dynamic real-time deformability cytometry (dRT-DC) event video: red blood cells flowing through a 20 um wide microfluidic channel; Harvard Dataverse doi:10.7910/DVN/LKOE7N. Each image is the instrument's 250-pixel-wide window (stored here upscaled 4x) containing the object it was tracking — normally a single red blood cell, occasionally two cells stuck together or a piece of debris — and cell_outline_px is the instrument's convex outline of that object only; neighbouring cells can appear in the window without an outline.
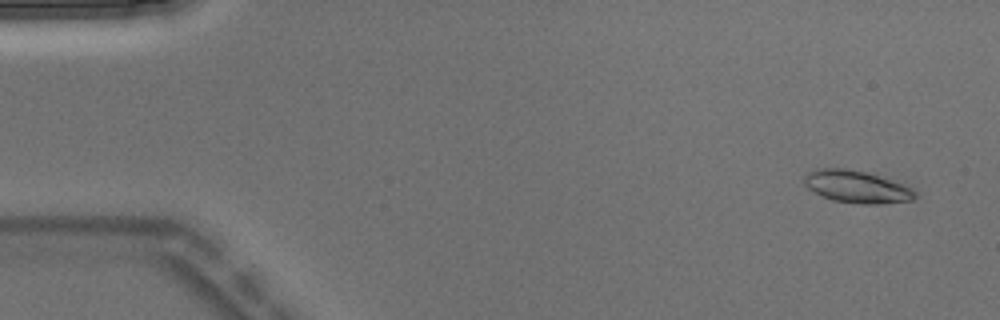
{"species": "Egyptian fruit bat (a non-hibernating species)", "species_latin": "Rousettus aegyptiacus", "temperature_condition": "warm", "stored_images_in_passage": 4, "camera_frame_rate_fps": 3000, "um_per_image_px": 0.085, "animal": {"sex": "male"}, "frame": {"image": 1, "passage_image": 1, "time_ms": 0.0, "image_size_px": [1000, 320], "cell_outline_px": [[916, 196], [912, 200], [880, 204], [860, 204], [832, 200], [808, 188], [804, 184], [804, 176], [808, 172], [816, 168], [844, 168], [864, 172], [892, 180], [904, 184], [912, 188], [916, 192]], "centroid_in_image_um": [72.82, 15.87], "position_along_channel_um": 12.2, "area_um2": 20.75}}